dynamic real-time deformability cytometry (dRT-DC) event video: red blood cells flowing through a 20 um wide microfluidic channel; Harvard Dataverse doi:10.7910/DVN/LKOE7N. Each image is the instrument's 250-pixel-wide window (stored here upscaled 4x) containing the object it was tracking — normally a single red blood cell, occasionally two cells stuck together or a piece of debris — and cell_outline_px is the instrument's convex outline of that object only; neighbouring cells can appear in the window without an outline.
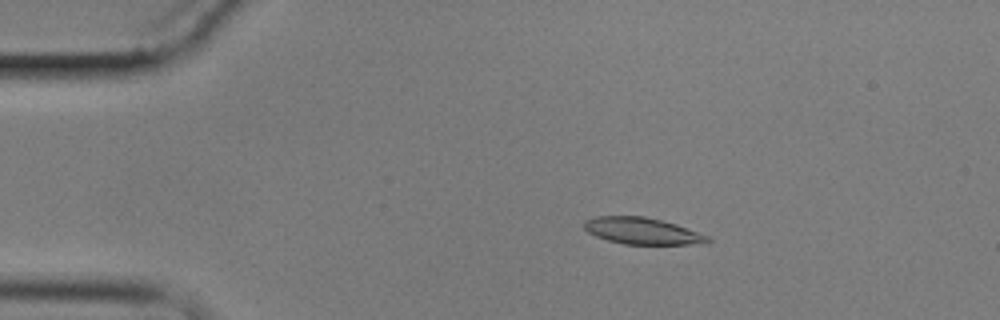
{"species": "common noctule bat (a hibernating species)", "species_latin": "Nyctalus noctula", "temperature_condition": "cold", "stored_images_in_passage": 14, "camera_frame_rate_fps": 3000, "um_per_image_px": 0.085, "animal": {"sex": "male", "body_mass_g": 17.9}, "frame": {"image": 1, "passage_image": 2, "time_ms": 2.0, "image_size_px": [1000, 320], "cell_outline_px": [[712, 240], [708, 244], [624, 244], [608, 240], [596, 236], [588, 232], [584, 228], [584, 220], [596, 216], [644, 216], [676, 224], [708, 236]], "centroid_in_image_um": [54.6, 19.63], "position_along_channel_um": 30.4, "area_um2": 19.13}}
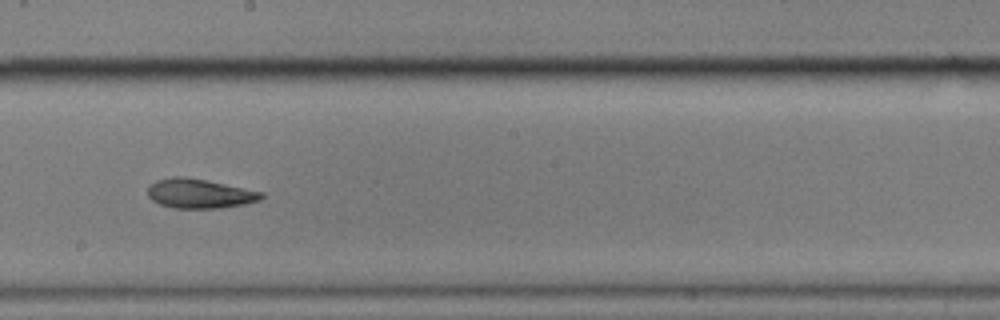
{"frame": {"image": 2, "passage_image": 8, "time_ms": 9.333, "image_size_px": [1000, 320], "cell_outline_px": [[264, 196], [260, 200], [244, 204], [220, 208], [172, 208], [160, 204], [152, 200], [148, 196], [148, 188], [156, 180], [172, 176], [184, 176], [208, 180], [264, 192]], "centroid_in_image_um": [16.97, 16.44], "position_along_channel_um": 231.2, "area_um2": 19.59}}
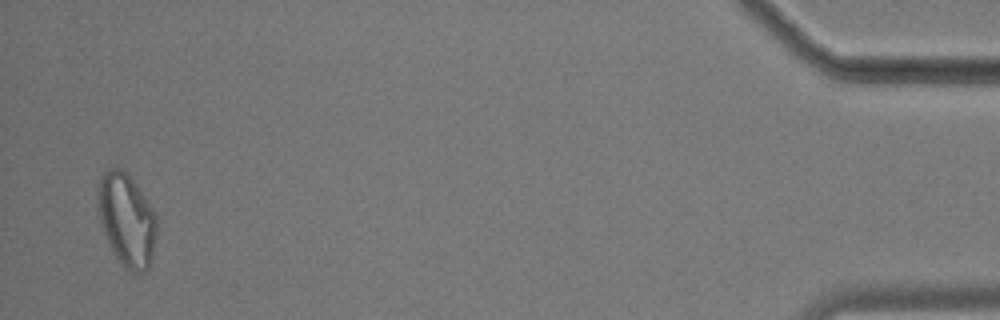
{"frame": {"image": 3, "passage_image": 14, "time_ms": 17.333, "image_size_px": [1000, 320], "cell_outline_px": [[156, 232], [152, 252], [148, 268], [144, 272], [128, 272], [120, 264], [112, 252], [100, 224], [100, 176], [104, 168], [120, 168], [132, 180], [152, 208], [156, 216]], "centroid_in_image_um": [10.76, 18.73], "position_along_channel_um": 424.4, "area_um2": 31.15}, "authors_computed_cell_mechanics": {"area_um2": 19.8254, "velocity_mm_per_s": 3.4378, "shape_relaxation_time_tau1_ms": 6.1717, "shape_relaxation_time_tau2_ms": 7.4601, "deformation_change_tau1": 0.1334, "deformation_change_tau2": 0.1603}}